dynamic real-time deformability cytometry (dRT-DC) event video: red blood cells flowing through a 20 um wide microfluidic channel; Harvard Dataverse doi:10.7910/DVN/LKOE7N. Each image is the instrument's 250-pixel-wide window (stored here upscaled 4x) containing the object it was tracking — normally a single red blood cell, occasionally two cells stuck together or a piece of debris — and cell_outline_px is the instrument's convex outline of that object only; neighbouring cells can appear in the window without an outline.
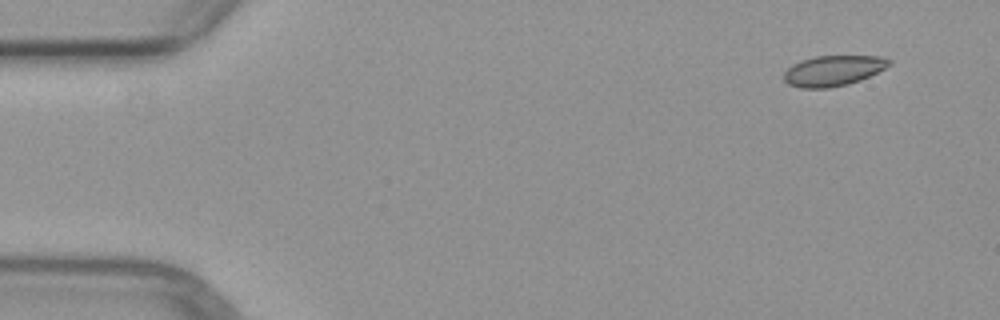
{"species": "common noctule bat (a hibernating species)", "species_latin": "Nyctalus noctula", "temperature_condition": "warm", "stored_images_in_passage": 5, "camera_frame_rate_fps": 3000, "um_per_image_px": 0.085, "animal": {"sex": "female", "body_mass_g": 29.2, "forearm_length_mm": 56.3}, "frame": {"image": 1, "passage_image": 1, "time_ms": 0.0, "image_size_px": [1000, 320], "cell_outline_px": [[892, 64], [860, 80], [848, 84], [828, 88], [800, 88], [788, 84], [784, 80], [784, 72], [792, 64], [800, 60], [816, 56], [884, 56], [892, 60]], "centroid_in_image_um": [70.81, 6.0], "position_along_channel_um": 14.2, "area_um2": 18.73}}
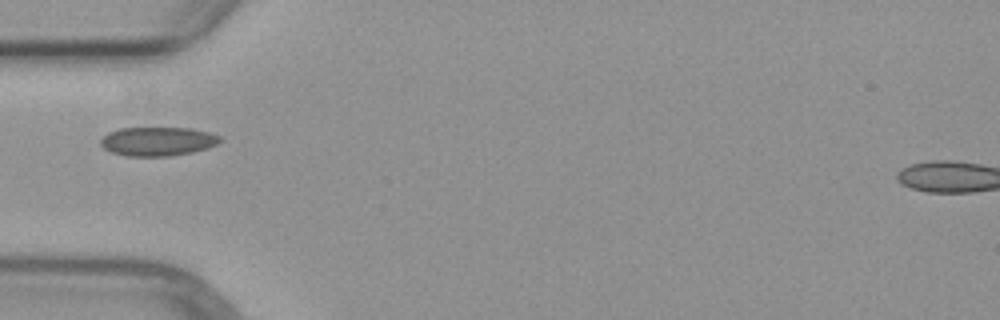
{"frame": {"image": 2, "passage_image": 4, "time_ms": 4.333, "image_size_px": [1000, 320], "cell_outline_px": [[224, 140], [208, 148], [192, 152], [172, 156], [124, 156], [112, 152], [104, 148], [100, 144], [100, 140], [108, 132], [120, 128], [192, 128], [208, 132], [220, 136]], "centroid_in_image_um": [13.42, 12.02], "position_along_channel_um": 71.6, "area_um2": 20.23}}
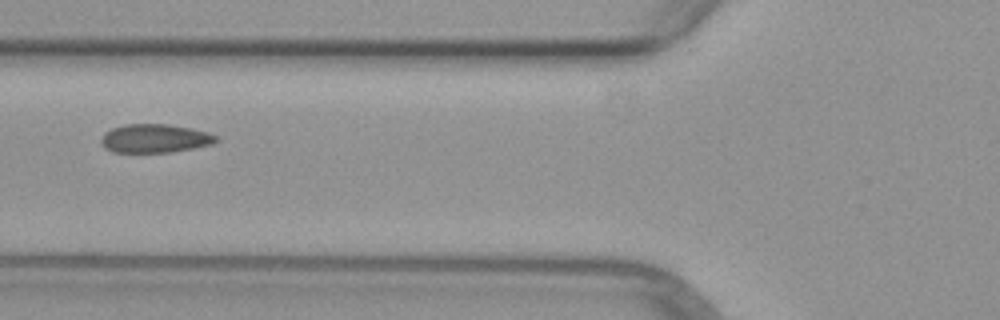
{"frame": {"image": 3, "passage_image": 5, "time_ms": 5.333, "image_size_px": [1000, 320], "cell_outline_px": [[220, 140], [212, 144], [172, 152], [112, 152], [104, 148], [100, 144], [100, 140], [104, 132], [112, 128], [124, 124], [168, 124], [192, 128], [208, 132], [216, 136]], "centroid_in_image_um": [13.14, 11.76], "position_along_channel_um": 112.7, "area_um2": 19.36}}